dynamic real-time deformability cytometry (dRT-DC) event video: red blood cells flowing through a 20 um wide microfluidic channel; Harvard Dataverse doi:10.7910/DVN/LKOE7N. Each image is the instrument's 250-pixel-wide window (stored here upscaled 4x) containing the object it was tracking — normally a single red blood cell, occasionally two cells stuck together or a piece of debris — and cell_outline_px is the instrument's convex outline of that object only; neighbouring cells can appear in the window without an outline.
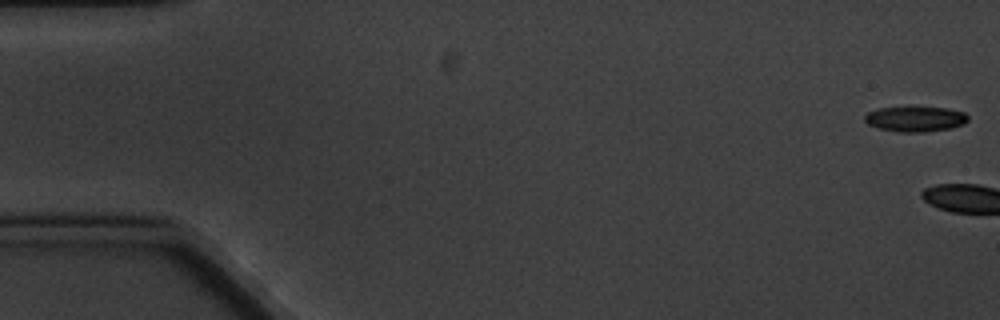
{"species": "common noctule bat (a hibernating species)", "species_latin": "Nyctalus noctula", "temperature_condition": "cold", "stored_images_in_passage": 7, "camera_frame_rate_fps": 3000, "um_per_image_px": 0.085, "animal": {"sex": "male", "body_mass_g": 20.1, "forearm_length_mm": 53.5}, "frame": {"image": 1, "passage_image": 1, "time_ms": 0.0, "image_size_px": [1000, 320], "cell_outline_px": [[968, 120], [964, 124], [952, 128], [924, 132], [900, 132], [880, 128], [868, 124], [864, 120], [864, 116], [868, 112], [880, 108], [948, 108], [964, 112], [968, 116]], "centroid_in_image_um": [77.83, 10.12], "position_along_channel_um": 7.2, "area_um2": 14.97}}
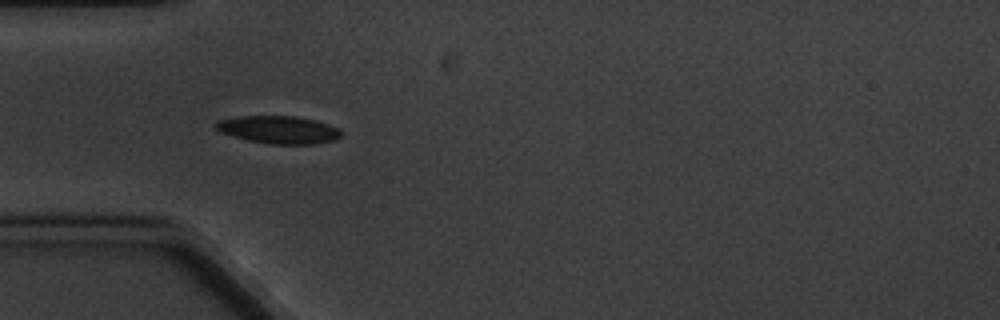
{"frame": {"image": 2, "passage_image": 7, "time_ms": 6.667, "image_size_px": [1000, 320], "cell_outline_px": [[340, 136], [332, 140], [312, 144], [268, 144], [248, 140], [232, 136], [220, 132], [212, 124], [220, 120], [240, 116], [296, 116], [316, 120], [328, 124], [336, 128], [340, 132]], "centroid_in_image_um": [23.63, 11.02], "position_along_channel_um": 61.4, "area_um2": 20.06}}